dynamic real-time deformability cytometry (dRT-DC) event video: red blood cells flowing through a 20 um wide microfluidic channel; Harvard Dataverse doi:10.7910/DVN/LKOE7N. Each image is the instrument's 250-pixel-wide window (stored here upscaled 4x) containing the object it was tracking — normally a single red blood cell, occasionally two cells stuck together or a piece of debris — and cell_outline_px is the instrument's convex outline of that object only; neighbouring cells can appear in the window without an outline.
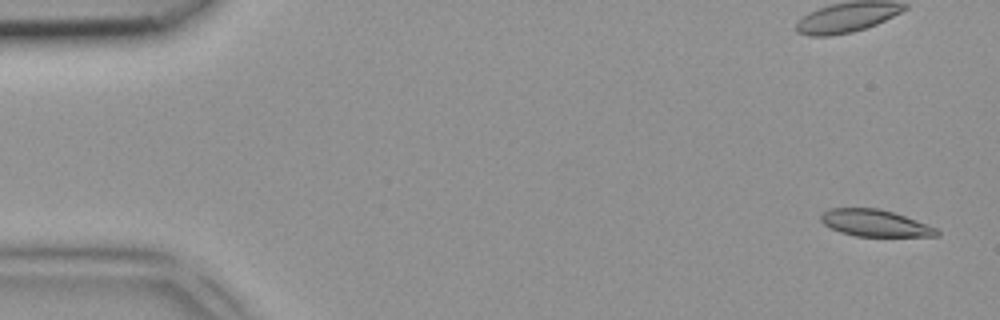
{"species": "common noctule bat (a hibernating species)", "species_latin": "Nyctalus noctula", "temperature_condition": "room temperature", "stored_images_in_passage": 5, "camera_frame_rate_fps": 3000, "um_per_image_px": 0.085, "animal": {"sex": "female", "body_mass_g": 18.4}, "frame": {"image": 1, "passage_image": 1, "time_ms": 0.0, "image_size_px": [1000, 320], "cell_outline_px": [[940, 236], [856, 236], [840, 232], [824, 224], [820, 220], [820, 216], [828, 208], [880, 208], [916, 220], [936, 228], [940, 232]], "centroid_in_image_um": [74.36, 18.96], "position_along_channel_um": 10.6, "area_um2": 17.98}}
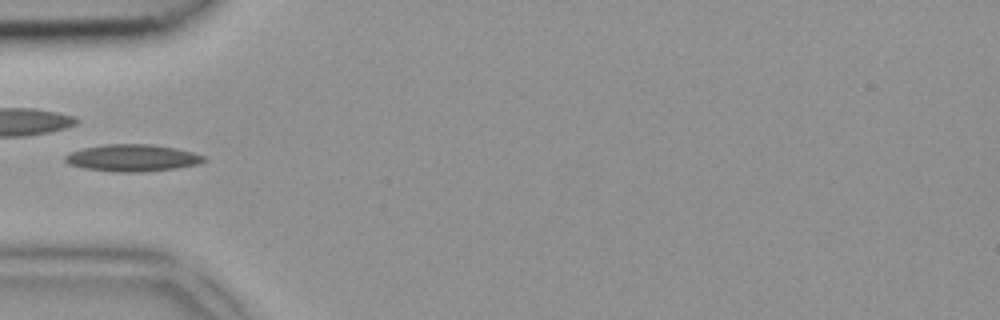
{"frame": {"image": 2, "passage_image": 4, "time_ms": 1.0, "image_size_px": [1000, 320], "cell_outline_px": [[208, 160], [200, 164], [176, 168], [144, 172], [116, 172], [84, 168], [68, 164], [64, 160], [64, 156], [72, 152], [84, 148], [104, 144], [148, 144], [176, 148], [192, 152], [204, 156]], "centroid_in_image_um": [11.28, 13.43], "position_along_channel_um": 73.7, "area_um2": 21.85}}